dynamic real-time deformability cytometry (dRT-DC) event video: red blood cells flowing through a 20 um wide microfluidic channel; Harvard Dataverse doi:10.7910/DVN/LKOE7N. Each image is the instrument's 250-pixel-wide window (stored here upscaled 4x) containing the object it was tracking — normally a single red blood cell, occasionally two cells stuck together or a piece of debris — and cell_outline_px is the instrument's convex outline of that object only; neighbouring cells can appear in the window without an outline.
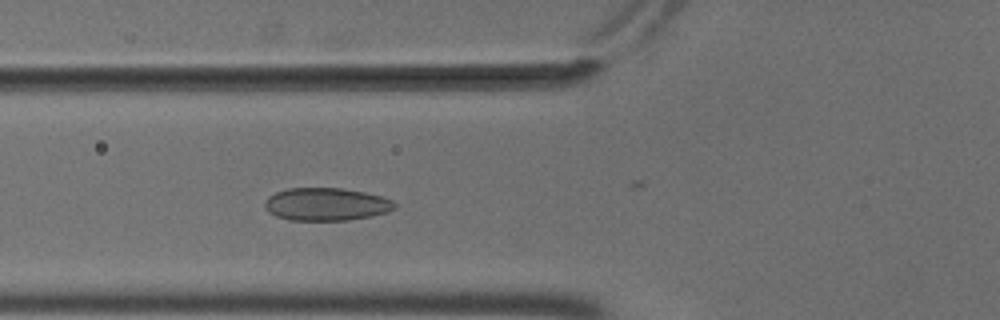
{"species": "common noctule bat (a hibernating species)", "species_latin": "Nyctalus noctula", "temperature_condition": "cold", "stored_images_in_passage": 36, "camera_frame_rate_fps": 3000, "um_per_image_px": 0.085, "animal": {"sex": "male", "body_mass_g": 18.8}, "frame": {"image": 1, "passage_image": 22, "time_ms": 7.0, "image_size_px": [1000, 320], "cell_outline_px": [[396, 208], [388, 212], [372, 216], [348, 220], [288, 220], [276, 216], [268, 212], [264, 204], [264, 200], [268, 196], [276, 192], [288, 188], [340, 188], [364, 192], [380, 196], [392, 200], [396, 204]], "centroid_in_image_um": [27.72, 17.36], "position_along_channel_um": 98.1, "area_um2": 24.91}}
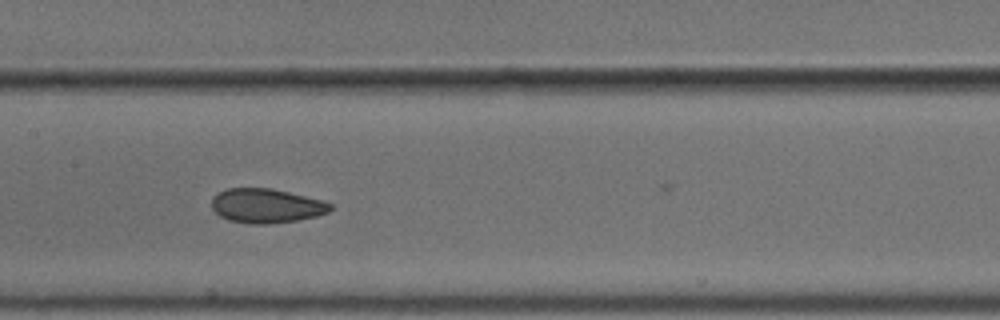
{"frame": {"image": 2, "passage_image": 29, "time_ms": 9.333, "image_size_px": [1000, 320], "cell_outline_px": [[332, 208], [328, 212], [316, 216], [296, 220], [268, 224], [248, 224], [228, 220], [220, 216], [212, 208], [212, 196], [228, 188], [272, 188], [320, 200], [332, 204]], "centroid_in_image_um": [22.6, 17.5], "position_along_channel_um": 184.8, "area_um2": 23.58}}
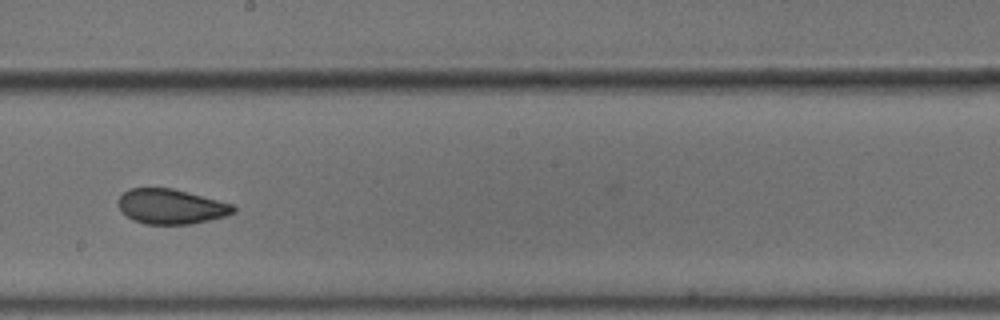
{"frame": {"image": 3, "passage_image": 33, "time_ms": 10.667, "image_size_px": [1000, 320], "cell_outline_px": [[236, 212], [224, 216], [192, 224], [144, 224], [120, 212], [116, 204], [116, 200], [128, 188], [172, 188], [232, 204], [236, 208]], "centroid_in_image_um": [14.49, 17.55], "position_along_channel_um": 233.7, "area_um2": 23.41}}